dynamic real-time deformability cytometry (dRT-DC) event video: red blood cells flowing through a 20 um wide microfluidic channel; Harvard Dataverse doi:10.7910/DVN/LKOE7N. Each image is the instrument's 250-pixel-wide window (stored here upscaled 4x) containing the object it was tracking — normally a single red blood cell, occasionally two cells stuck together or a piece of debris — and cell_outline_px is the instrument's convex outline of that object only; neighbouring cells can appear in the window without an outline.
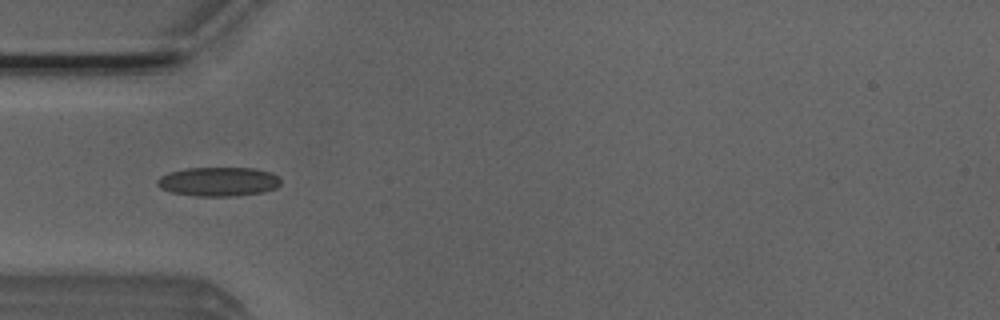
{"species": "Egyptian fruit bat (a non-hibernating species)", "species_latin": "Rousettus aegyptiacus", "temperature_condition": "room temperature", "stored_images_in_passage": 39, "camera_frame_rate_fps": 3000, "um_per_image_px": 0.085, "animal": {"sex": "male"}, "frame": {"image": 1, "passage_image": 3, "time_ms": 0.667, "image_size_px": [1000, 320], "cell_outline_px": [[280, 184], [276, 188], [264, 192], [236, 196], [196, 196], [172, 192], [160, 188], [156, 184], [156, 180], [160, 176], [168, 172], [184, 168], [252, 168], [272, 172], [280, 176]], "centroid_in_image_um": [18.57, 15.43], "position_along_channel_um": 66.4, "area_um2": 21.21}}
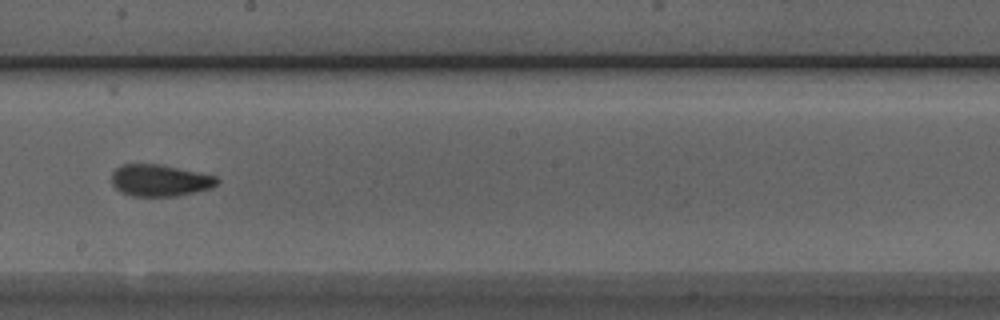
{"frame": {"image": 2, "passage_image": 16, "time_ms": 5.0, "image_size_px": [1000, 320], "cell_outline_px": [[220, 180], [212, 188], [176, 196], [132, 196], [120, 192], [112, 184], [112, 172], [120, 164], [160, 164], [200, 172], [216, 176]], "centroid_in_image_um": [13.58, 15.33], "position_along_channel_um": 234.6, "area_um2": 19.65}}
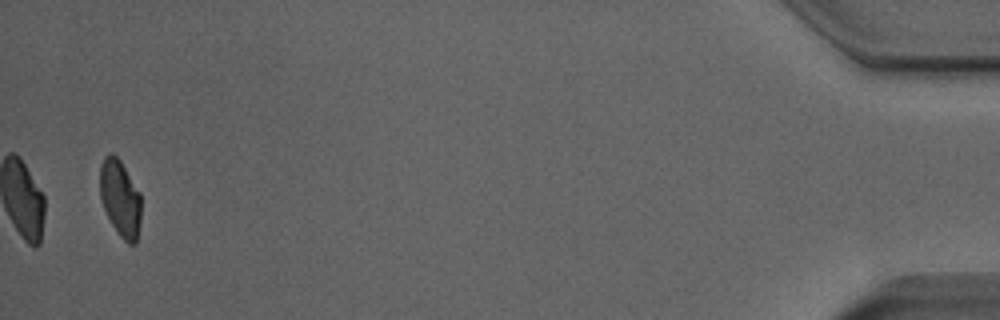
{"frame": {"image": 3, "passage_image": 38, "time_ms": 12.333, "image_size_px": [1000, 320], "cell_outline_px": [[140, 224], [136, 244], [128, 244], [120, 236], [112, 224], [104, 208], [100, 196], [100, 164], [104, 156], [112, 152], [120, 160], [140, 192]], "centroid_in_image_um": [10.22, 16.84], "position_along_channel_um": 425.0, "area_um2": 18.38}, "authors_computed_cell_mechanics": {"area_um2": 19.7098, "velocity_mm_per_s": 3.8788, "shape_relaxation_time_tau1_ms": 6.8905, "shape_relaxation_time_tau2_ms": 1.5258, "deformation_change_tau1": 0.1477, "deformation_change_tau2": 0.0713}}